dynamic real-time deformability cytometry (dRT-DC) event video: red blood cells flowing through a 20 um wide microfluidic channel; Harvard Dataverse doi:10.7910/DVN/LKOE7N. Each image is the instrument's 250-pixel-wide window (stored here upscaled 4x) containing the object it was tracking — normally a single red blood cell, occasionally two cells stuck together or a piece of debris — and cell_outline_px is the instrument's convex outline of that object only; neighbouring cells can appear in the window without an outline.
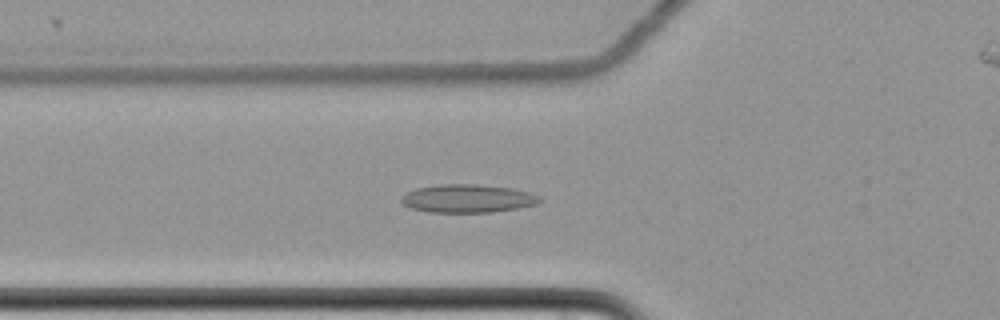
{"species": "common noctule bat (a hibernating species)", "species_latin": "Nyctalus noctula", "temperature_condition": "cold", "stored_images_in_passage": 54, "camera_frame_rate_fps": 3000, "um_per_image_px": 0.085, "animal": {"sex": "female", "body_mass_g": 22.7, "forearm_length_mm": 54.2}, "frame": {"image": 1, "passage_image": 17, "time_ms": 5.333, "image_size_px": [1000, 320], "cell_outline_px": [[544, 200], [536, 204], [516, 208], [492, 212], [432, 212], [412, 208], [400, 204], [400, 196], [416, 188], [440, 184], [476, 184], [512, 188], [528, 192], [540, 196]], "centroid_in_image_um": [39.73, 16.87], "position_along_channel_um": 86.1, "area_um2": 22.77}}
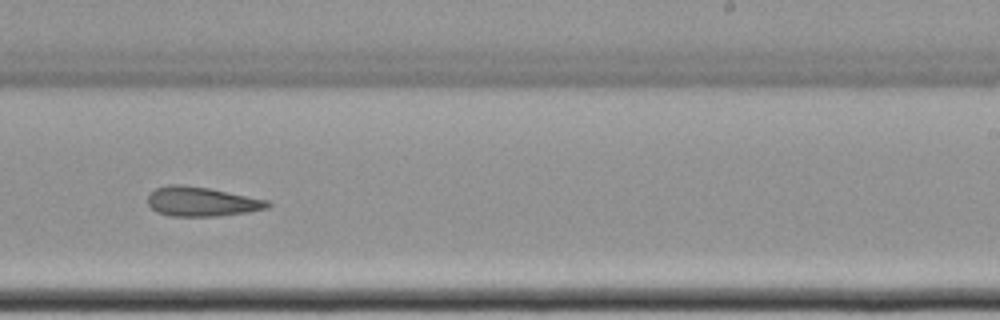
{"frame": {"image": 2, "passage_image": 33, "time_ms": 10.667, "image_size_px": [1000, 320], "cell_outline_px": [[272, 204], [268, 208], [248, 212], [216, 216], [172, 216], [156, 212], [148, 204], [148, 196], [156, 188], [168, 184], [184, 184], [208, 188], [268, 200]], "centroid_in_image_um": [17.13, 17.13], "position_along_channel_um": 271.9, "area_um2": 20.52}}
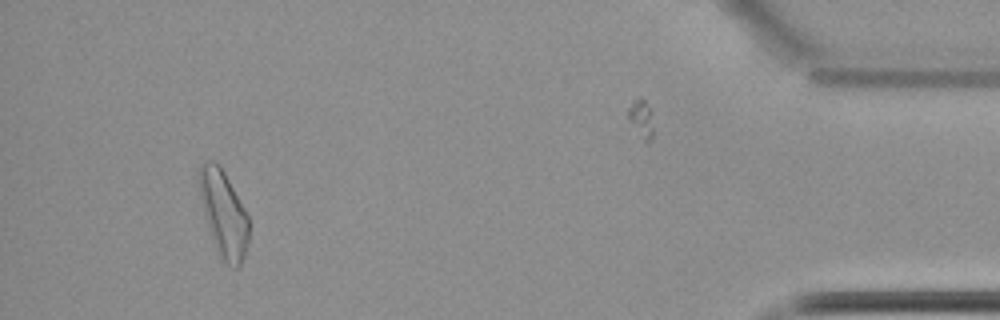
{"frame": {"image": 3, "passage_image": 51, "time_ms": 16.667, "image_size_px": [1000, 320], "cell_outline_px": [[248, 244], [244, 256], [240, 264], [236, 268], [232, 268], [220, 256], [212, 240], [204, 216], [196, 180], [196, 172], [200, 164], [204, 160], [216, 160], [224, 172], [244, 208], [248, 216]], "centroid_in_image_um": [18.94, 18.09], "position_along_channel_um": 416.3, "area_um2": 25.26}}